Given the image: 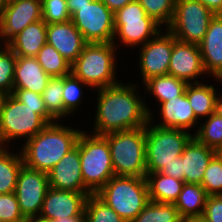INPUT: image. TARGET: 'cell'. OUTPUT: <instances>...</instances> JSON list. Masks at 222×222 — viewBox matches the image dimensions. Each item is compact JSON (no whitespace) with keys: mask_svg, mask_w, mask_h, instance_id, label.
<instances>
[{"mask_svg":"<svg viewBox=\"0 0 222 222\" xmlns=\"http://www.w3.org/2000/svg\"><path fill=\"white\" fill-rule=\"evenodd\" d=\"M202 218L206 222H222V195L207 197Z\"/></svg>","mask_w":222,"mask_h":222,"instance_id":"40","label":"cell"},{"mask_svg":"<svg viewBox=\"0 0 222 222\" xmlns=\"http://www.w3.org/2000/svg\"><path fill=\"white\" fill-rule=\"evenodd\" d=\"M206 74L222 81V14H216L199 44Z\"/></svg>","mask_w":222,"mask_h":222,"instance_id":"19","label":"cell"},{"mask_svg":"<svg viewBox=\"0 0 222 222\" xmlns=\"http://www.w3.org/2000/svg\"><path fill=\"white\" fill-rule=\"evenodd\" d=\"M199 45L182 42L174 37L168 74L188 84L199 83L195 80L205 74Z\"/></svg>","mask_w":222,"mask_h":222,"instance_id":"16","label":"cell"},{"mask_svg":"<svg viewBox=\"0 0 222 222\" xmlns=\"http://www.w3.org/2000/svg\"><path fill=\"white\" fill-rule=\"evenodd\" d=\"M82 131L78 137L84 185L96 194L114 174L108 140L103 135Z\"/></svg>","mask_w":222,"mask_h":222,"instance_id":"7","label":"cell"},{"mask_svg":"<svg viewBox=\"0 0 222 222\" xmlns=\"http://www.w3.org/2000/svg\"><path fill=\"white\" fill-rule=\"evenodd\" d=\"M56 122L48 124L21 149L23 163L28 168L48 173L78 141L82 131Z\"/></svg>","mask_w":222,"mask_h":222,"instance_id":"2","label":"cell"},{"mask_svg":"<svg viewBox=\"0 0 222 222\" xmlns=\"http://www.w3.org/2000/svg\"><path fill=\"white\" fill-rule=\"evenodd\" d=\"M49 188L48 173L25 165L21 167L14 193L20 210L27 220L37 219Z\"/></svg>","mask_w":222,"mask_h":222,"instance_id":"12","label":"cell"},{"mask_svg":"<svg viewBox=\"0 0 222 222\" xmlns=\"http://www.w3.org/2000/svg\"><path fill=\"white\" fill-rule=\"evenodd\" d=\"M213 85H205L202 83L188 84L185 94L190 102L191 108L195 113V117H209L215 112L217 94Z\"/></svg>","mask_w":222,"mask_h":222,"instance_id":"26","label":"cell"},{"mask_svg":"<svg viewBox=\"0 0 222 222\" xmlns=\"http://www.w3.org/2000/svg\"><path fill=\"white\" fill-rule=\"evenodd\" d=\"M112 43H87L71 64V74L94 89L119 84L115 79V50Z\"/></svg>","mask_w":222,"mask_h":222,"instance_id":"4","label":"cell"},{"mask_svg":"<svg viewBox=\"0 0 222 222\" xmlns=\"http://www.w3.org/2000/svg\"><path fill=\"white\" fill-rule=\"evenodd\" d=\"M115 176L146 177V126L103 135Z\"/></svg>","mask_w":222,"mask_h":222,"instance_id":"5","label":"cell"},{"mask_svg":"<svg viewBox=\"0 0 222 222\" xmlns=\"http://www.w3.org/2000/svg\"><path fill=\"white\" fill-rule=\"evenodd\" d=\"M4 95H5V94H3V93L0 91V107H1V103H2V100H3V98H4Z\"/></svg>","mask_w":222,"mask_h":222,"instance_id":"51","label":"cell"},{"mask_svg":"<svg viewBox=\"0 0 222 222\" xmlns=\"http://www.w3.org/2000/svg\"><path fill=\"white\" fill-rule=\"evenodd\" d=\"M45 43H47V23L39 20L29 24L7 46L16 56L36 57Z\"/></svg>","mask_w":222,"mask_h":222,"instance_id":"23","label":"cell"},{"mask_svg":"<svg viewBox=\"0 0 222 222\" xmlns=\"http://www.w3.org/2000/svg\"><path fill=\"white\" fill-rule=\"evenodd\" d=\"M166 31V34L159 32L140 47L139 66L144 81L142 83L150 78L168 74L174 36L168 30Z\"/></svg>","mask_w":222,"mask_h":222,"instance_id":"14","label":"cell"},{"mask_svg":"<svg viewBox=\"0 0 222 222\" xmlns=\"http://www.w3.org/2000/svg\"><path fill=\"white\" fill-rule=\"evenodd\" d=\"M215 112L222 117V97L217 96Z\"/></svg>","mask_w":222,"mask_h":222,"instance_id":"47","label":"cell"},{"mask_svg":"<svg viewBox=\"0 0 222 222\" xmlns=\"http://www.w3.org/2000/svg\"><path fill=\"white\" fill-rule=\"evenodd\" d=\"M114 40L116 36L125 46H143L160 32V25L147 15L137 0L114 13Z\"/></svg>","mask_w":222,"mask_h":222,"instance_id":"9","label":"cell"},{"mask_svg":"<svg viewBox=\"0 0 222 222\" xmlns=\"http://www.w3.org/2000/svg\"><path fill=\"white\" fill-rule=\"evenodd\" d=\"M160 106V115L163 122L156 125L158 127L187 131L197 124L198 119L195 117L185 93L182 96L160 103Z\"/></svg>","mask_w":222,"mask_h":222,"instance_id":"22","label":"cell"},{"mask_svg":"<svg viewBox=\"0 0 222 222\" xmlns=\"http://www.w3.org/2000/svg\"><path fill=\"white\" fill-rule=\"evenodd\" d=\"M208 9H210L215 15L222 14V0H197Z\"/></svg>","mask_w":222,"mask_h":222,"instance_id":"43","label":"cell"},{"mask_svg":"<svg viewBox=\"0 0 222 222\" xmlns=\"http://www.w3.org/2000/svg\"><path fill=\"white\" fill-rule=\"evenodd\" d=\"M152 119L153 117H149L146 125L147 173L160 172L165 165L175 161V158L182 155L185 146L194 137L186 130L152 125Z\"/></svg>","mask_w":222,"mask_h":222,"instance_id":"8","label":"cell"},{"mask_svg":"<svg viewBox=\"0 0 222 222\" xmlns=\"http://www.w3.org/2000/svg\"><path fill=\"white\" fill-rule=\"evenodd\" d=\"M47 43L52 45L70 64L77 59L87 44L71 20L47 24Z\"/></svg>","mask_w":222,"mask_h":222,"instance_id":"18","label":"cell"},{"mask_svg":"<svg viewBox=\"0 0 222 222\" xmlns=\"http://www.w3.org/2000/svg\"><path fill=\"white\" fill-rule=\"evenodd\" d=\"M90 194L93 193L49 188L37 220L51 222L60 217L85 216V203Z\"/></svg>","mask_w":222,"mask_h":222,"instance_id":"15","label":"cell"},{"mask_svg":"<svg viewBox=\"0 0 222 222\" xmlns=\"http://www.w3.org/2000/svg\"><path fill=\"white\" fill-rule=\"evenodd\" d=\"M71 21L87 43L113 42L114 13L101 0L80 7Z\"/></svg>","mask_w":222,"mask_h":222,"instance_id":"11","label":"cell"},{"mask_svg":"<svg viewBox=\"0 0 222 222\" xmlns=\"http://www.w3.org/2000/svg\"><path fill=\"white\" fill-rule=\"evenodd\" d=\"M149 200L158 203H174L182 191L184 181L160 172L147 173Z\"/></svg>","mask_w":222,"mask_h":222,"instance_id":"24","label":"cell"},{"mask_svg":"<svg viewBox=\"0 0 222 222\" xmlns=\"http://www.w3.org/2000/svg\"><path fill=\"white\" fill-rule=\"evenodd\" d=\"M42 20L47 24L63 23L71 20V14L67 8V0H41Z\"/></svg>","mask_w":222,"mask_h":222,"instance_id":"38","label":"cell"},{"mask_svg":"<svg viewBox=\"0 0 222 222\" xmlns=\"http://www.w3.org/2000/svg\"><path fill=\"white\" fill-rule=\"evenodd\" d=\"M0 146V194L15 192L17 178L21 167L24 165L20 153L7 152Z\"/></svg>","mask_w":222,"mask_h":222,"instance_id":"28","label":"cell"},{"mask_svg":"<svg viewBox=\"0 0 222 222\" xmlns=\"http://www.w3.org/2000/svg\"><path fill=\"white\" fill-rule=\"evenodd\" d=\"M207 197L201 184L185 183L174 205L182 219L202 217Z\"/></svg>","mask_w":222,"mask_h":222,"instance_id":"25","label":"cell"},{"mask_svg":"<svg viewBox=\"0 0 222 222\" xmlns=\"http://www.w3.org/2000/svg\"><path fill=\"white\" fill-rule=\"evenodd\" d=\"M17 100L30 107H45L41 94L27 89H13L11 93Z\"/></svg>","mask_w":222,"mask_h":222,"instance_id":"41","label":"cell"},{"mask_svg":"<svg viewBox=\"0 0 222 222\" xmlns=\"http://www.w3.org/2000/svg\"><path fill=\"white\" fill-rule=\"evenodd\" d=\"M63 77H51L46 88L43 90L42 98L47 112L58 122L69 113L65 110L62 99ZM61 117V118H60Z\"/></svg>","mask_w":222,"mask_h":222,"instance_id":"31","label":"cell"},{"mask_svg":"<svg viewBox=\"0 0 222 222\" xmlns=\"http://www.w3.org/2000/svg\"><path fill=\"white\" fill-rule=\"evenodd\" d=\"M132 222H182L174 203L149 201Z\"/></svg>","mask_w":222,"mask_h":222,"instance_id":"30","label":"cell"},{"mask_svg":"<svg viewBox=\"0 0 222 222\" xmlns=\"http://www.w3.org/2000/svg\"><path fill=\"white\" fill-rule=\"evenodd\" d=\"M85 222H125L96 194H90L85 203Z\"/></svg>","mask_w":222,"mask_h":222,"instance_id":"32","label":"cell"},{"mask_svg":"<svg viewBox=\"0 0 222 222\" xmlns=\"http://www.w3.org/2000/svg\"><path fill=\"white\" fill-rule=\"evenodd\" d=\"M28 222H42V221L37 220V219H31V220H28Z\"/></svg>","mask_w":222,"mask_h":222,"instance_id":"52","label":"cell"},{"mask_svg":"<svg viewBox=\"0 0 222 222\" xmlns=\"http://www.w3.org/2000/svg\"><path fill=\"white\" fill-rule=\"evenodd\" d=\"M188 83L172 75H161L150 78L144 83L149 91L160 103L168 101L185 93Z\"/></svg>","mask_w":222,"mask_h":222,"instance_id":"27","label":"cell"},{"mask_svg":"<svg viewBox=\"0 0 222 222\" xmlns=\"http://www.w3.org/2000/svg\"><path fill=\"white\" fill-rule=\"evenodd\" d=\"M36 59L51 77H64L71 74V64L48 43L39 50Z\"/></svg>","mask_w":222,"mask_h":222,"instance_id":"29","label":"cell"},{"mask_svg":"<svg viewBox=\"0 0 222 222\" xmlns=\"http://www.w3.org/2000/svg\"><path fill=\"white\" fill-rule=\"evenodd\" d=\"M51 76L48 75L36 57L16 56L13 89H27L42 94Z\"/></svg>","mask_w":222,"mask_h":222,"instance_id":"21","label":"cell"},{"mask_svg":"<svg viewBox=\"0 0 222 222\" xmlns=\"http://www.w3.org/2000/svg\"><path fill=\"white\" fill-rule=\"evenodd\" d=\"M54 121L46 107H30L12 94L4 95L0 107V146L6 147L13 139L29 140Z\"/></svg>","mask_w":222,"mask_h":222,"instance_id":"3","label":"cell"},{"mask_svg":"<svg viewBox=\"0 0 222 222\" xmlns=\"http://www.w3.org/2000/svg\"><path fill=\"white\" fill-rule=\"evenodd\" d=\"M113 13L133 0H101Z\"/></svg>","mask_w":222,"mask_h":222,"instance_id":"44","label":"cell"},{"mask_svg":"<svg viewBox=\"0 0 222 222\" xmlns=\"http://www.w3.org/2000/svg\"><path fill=\"white\" fill-rule=\"evenodd\" d=\"M0 220L5 222H28L20 210L14 192L0 194Z\"/></svg>","mask_w":222,"mask_h":222,"instance_id":"39","label":"cell"},{"mask_svg":"<svg viewBox=\"0 0 222 222\" xmlns=\"http://www.w3.org/2000/svg\"><path fill=\"white\" fill-rule=\"evenodd\" d=\"M50 188L57 190L92 193L83 182L79 156V144L70 150L48 172Z\"/></svg>","mask_w":222,"mask_h":222,"instance_id":"17","label":"cell"},{"mask_svg":"<svg viewBox=\"0 0 222 222\" xmlns=\"http://www.w3.org/2000/svg\"><path fill=\"white\" fill-rule=\"evenodd\" d=\"M9 0H0V17L2 15V11L4 10L5 6L7 5Z\"/></svg>","mask_w":222,"mask_h":222,"instance_id":"49","label":"cell"},{"mask_svg":"<svg viewBox=\"0 0 222 222\" xmlns=\"http://www.w3.org/2000/svg\"><path fill=\"white\" fill-rule=\"evenodd\" d=\"M217 157L222 161V145H220L216 150Z\"/></svg>","mask_w":222,"mask_h":222,"instance_id":"50","label":"cell"},{"mask_svg":"<svg viewBox=\"0 0 222 222\" xmlns=\"http://www.w3.org/2000/svg\"><path fill=\"white\" fill-rule=\"evenodd\" d=\"M51 222H85V216L60 217Z\"/></svg>","mask_w":222,"mask_h":222,"instance_id":"46","label":"cell"},{"mask_svg":"<svg viewBox=\"0 0 222 222\" xmlns=\"http://www.w3.org/2000/svg\"><path fill=\"white\" fill-rule=\"evenodd\" d=\"M2 47L4 48L0 49V91L8 95L13 92L16 55L7 45Z\"/></svg>","mask_w":222,"mask_h":222,"instance_id":"35","label":"cell"},{"mask_svg":"<svg viewBox=\"0 0 222 222\" xmlns=\"http://www.w3.org/2000/svg\"><path fill=\"white\" fill-rule=\"evenodd\" d=\"M42 20L41 0H9L0 17V34L7 45L29 24Z\"/></svg>","mask_w":222,"mask_h":222,"instance_id":"13","label":"cell"},{"mask_svg":"<svg viewBox=\"0 0 222 222\" xmlns=\"http://www.w3.org/2000/svg\"><path fill=\"white\" fill-rule=\"evenodd\" d=\"M201 186L205 189L208 196L222 195V161L215 155L202 179Z\"/></svg>","mask_w":222,"mask_h":222,"instance_id":"37","label":"cell"},{"mask_svg":"<svg viewBox=\"0 0 222 222\" xmlns=\"http://www.w3.org/2000/svg\"><path fill=\"white\" fill-rule=\"evenodd\" d=\"M96 195L125 222H132L150 201L145 177L113 176Z\"/></svg>","mask_w":222,"mask_h":222,"instance_id":"6","label":"cell"},{"mask_svg":"<svg viewBox=\"0 0 222 222\" xmlns=\"http://www.w3.org/2000/svg\"><path fill=\"white\" fill-rule=\"evenodd\" d=\"M92 1L93 0H67V8L72 16L80 7L90 4Z\"/></svg>","mask_w":222,"mask_h":222,"instance_id":"45","label":"cell"},{"mask_svg":"<svg viewBox=\"0 0 222 222\" xmlns=\"http://www.w3.org/2000/svg\"><path fill=\"white\" fill-rule=\"evenodd\" d=\"M149 17L160 26L164 23L166 28L170 25L176 0H137Z\"/></svg>","mask_w":222,"mask_h":222,"instance_id":"34","label":"cell"},{"mask_svg":"<svg viewBox=\"0 0 222 222\" xmlns=\"http://www.w3.org/2000/svg\"><path fill=\"white\" fill-rule=\"evenodd\" d=\"M135 86L119 83L97 89L99 93L93 134L105 135L147 125L152 116L151 110L137 96Z\"/></svg>","mask_w":222,"mask_h":222,"instance_id":"1","label":"cell"},{"mask_svg":"<svg viewBox=\"0 0 222 222\" xmlns=\"http://www.w3.org/2000/svg\"><path fill=\"white\" fill-rule=\"evenodd\" d=\"M194 137L207 147L217 149L222 145V117L214 112L199 126Z\"/></svg>","mask_w":222,"mask_h":222,"instance_id":"33","label":"cell"},{"mask_svg":"<svg viewBox=\"0 0 222 222\" xmlns=\"http://www.w3.org/2000/svg\"><path fill=\"white\" fill-rule=\"evenodd\" d=\"M82 85L89 87L72 74L63 77L62 99L65 110L71 115L81 104Z\"/></svg>","mask_w":222,"mask_h":222,"instance_id":"36","label":"cell"},{"mask_svg":"<svg viewBox=\"0 0 222 222\" xmlns=\"http://www.w3.org/2000/svg\"><path fill=\"white\" fill-rule=\"evenodd\" d=\"M182 222H206L202 217L182 219Z\"/></svg>","mask_w":222,"mask_h":222,"instance_id":"48","label":"cell"},{"mask_svg":"<svg viewBox=\"0 0 222 222\" xmlns=\"http://www.w3.org/2000/svg\"><path fill=\"white\" fill-rule=\"evenodd\" d=\"M216 155L215 149L201 144L193 137L182 153L183 181L201 184L211 159Z\"/></svg>","mask_w":222,"mask_h":222,"instance_id":"20","label":"cell"},{"mask_svg":"<svg viewBox=\"0 0 222 222\" xmlns=\"http://www.w3.org/2000/svg\"><path fill=\"white\" fill-rule=\"evenodd\" d=\"M215 14L197 0H176L167 30L179 41L199 45Z\"/></svg>","mask_w":222,"mask_h":222,"instance_id":"10","label":"cell"},{"mask_svg":"<svg viewBox=\"0 0 222 222\" xmlns=\"http://www.w3.org/2000/svg\"><path fill=\"white\" fill-rule=\"evenodd\" d=\"M183 167H182V156L175 158V161L169 165H165L160 173L174 177L175 179L183 181Z\"/></svg>","mask_w":222,"mask_h":222,"instance_id":"42","label":"cell"}]
</instances>
